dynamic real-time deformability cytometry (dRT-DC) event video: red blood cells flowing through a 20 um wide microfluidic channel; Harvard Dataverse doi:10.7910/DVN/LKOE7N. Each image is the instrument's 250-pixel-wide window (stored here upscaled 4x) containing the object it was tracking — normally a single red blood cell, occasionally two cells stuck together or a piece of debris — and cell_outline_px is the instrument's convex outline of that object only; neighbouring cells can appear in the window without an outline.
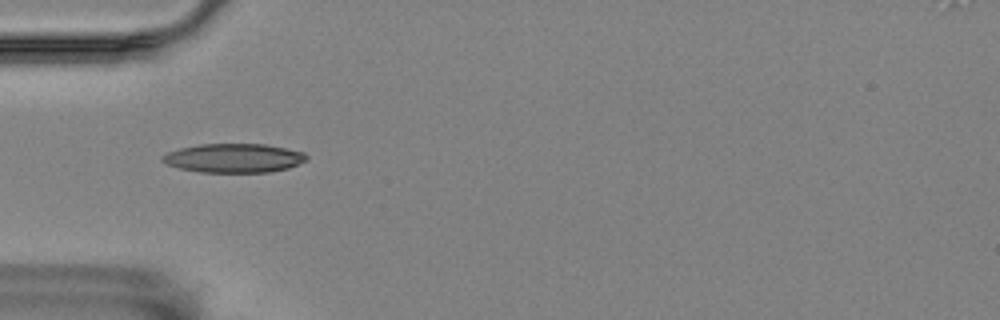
{"species": "Egyptian fruit bat (a non-hibernating species)", "species_latin": "Rousettus aegyptiacus", "temperature_condition": "room temperature", "stored_images_in_passage": 2, "camera_frame_rate_fps": 3000, "um_per_image_px": 0.085, "animal": {"sex": "female"}, "frame": {"image": 1, "passage_image": 1, "time_ms": 0.0, "image_size_px": [1000, 320], "cell_outline_px": [[308, 160], [288, 168], [268, 172], [200, 172], [180, 168], [168, 164], [160, 160], [160, 156], [168, 152], [180, 148], [200, 144], [264, 144], [304, 152], [308, 156]], "centroid_in_image_um": [19.88, 13.43], "position_along_channel_um": 65.1, "area_um2": 24.28}}